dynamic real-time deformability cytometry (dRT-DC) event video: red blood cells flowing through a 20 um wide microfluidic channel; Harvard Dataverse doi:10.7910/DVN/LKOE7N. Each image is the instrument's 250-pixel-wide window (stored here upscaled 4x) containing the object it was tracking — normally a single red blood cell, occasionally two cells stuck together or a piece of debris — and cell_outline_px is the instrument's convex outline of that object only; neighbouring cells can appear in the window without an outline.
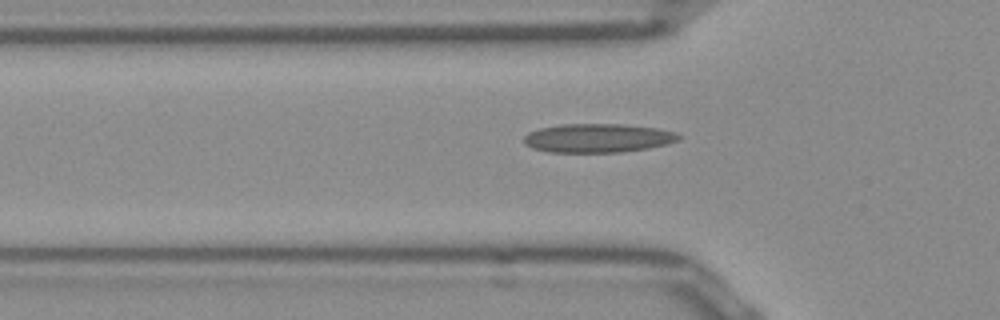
{"species": "Egyptian fruit bat (a non-hibernating species)", "species_latin": "Rousettus aegyptiacus", "temperature_condition": "room temperature", "stored_images_in_passage": 28, "camera_frame_rate_fps": 3000, "um_per_image_px": 0.085, "frame": {"image": 1, "passage_image": 2, "time_ms": 0.333, "image_size_px": [1000, 320], "cell_outline_px": [[680, 140], [648, 148], [620, 152], [548, 152], [532, 148], [524, 144], [524, 136], [528, 132], [540, 128], [560, 124], [624, 124], [656, 128], [676, 132], [680, 136]], "centroid_in_image_um": [50.78, 11.73], "position_along_channel_um": 75.0, "area_um2": 26.01}}
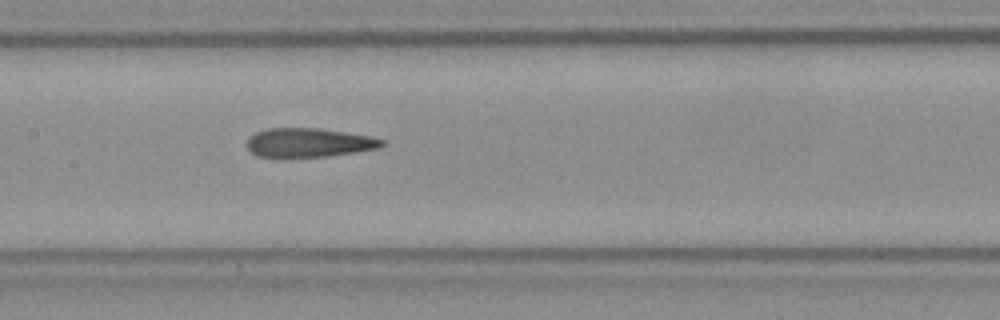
{"frame": {"image": 2, "passage_image": 10, "time_ms": 3.0, "image_size_px": [1000, 320], "cell_outline_px": [[388, 140], [380, 148], [328, 156], [256, 156], [248, 148], [248, 140], [256, 132], [268, 128], [320, 128], [368, 136]], "centroid_in_image_um": [26.3, 12.11], "position_along_channel_um": 181.1, "area_um2": 22.43}}
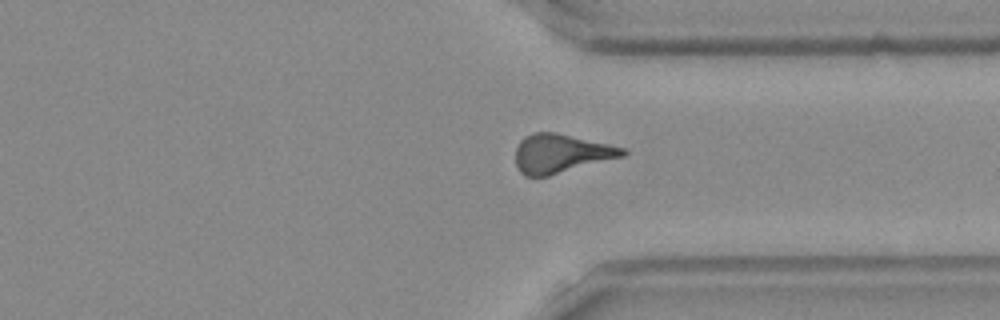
{"frame": {"image": 3, "passage_image": 24, "time_ms": 7.667, "image_size_px": [1000, 320], "cell_outline_px": [[628, 152], [624, 156], [548, 176], [524, 176], [520, 172], [516, 164], [516, 148], [520, 140], [524, 136], [536, 132], [556, 132], [628, 148]], "centroid_in_image_um": [47.7, 13.04], "position_along_channel_um": 363.7, "area_um2": 24.33}}